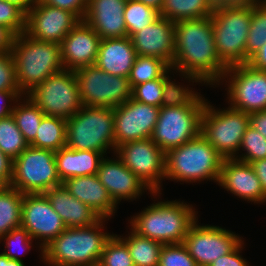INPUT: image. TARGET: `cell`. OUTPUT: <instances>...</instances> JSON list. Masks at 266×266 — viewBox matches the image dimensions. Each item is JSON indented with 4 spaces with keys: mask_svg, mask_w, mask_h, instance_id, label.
Masks as SVG:
<instances>
[{
    "mask_svg": "<svg viewBox=\"0 0 266 266\" xmlns=\"http://www.w3.org/2000/svg\"><path fill=\"white\" fill-rule=\"evenodd\" d=\"M175 54L171 69L189 82L219 85L228 69L215 46L211 16L175 22Z\"/></svg>",
    "mask_w": 266,
    "mask_h": 266,
    "instance_id": "cell-1",
    "label": "cell"
},
{
    "mask_svg": "<svg viewBox=\"0 0 266 266\" xmlns=\"http://www.w3.org/2000/svg\"><path fill=\"white\" fill-rule=\"evenodd\" d=\"M107 218L86 227L66 228L43 248L50 266H98L104 246L113 234L102 232Z\"/></svg>",
    "mask_w": 266,
    "mask_h": 266,
    "instance_id": "cell-2",
    "label": "cell"
},
{
    "mask_svg": "<svg viewBox=\"0 0 266 266\" xmlns=\"http://www.w3.org/2000/svg\"><path fill=\"white\" fill-rule=\"evenodd\" d=\"M197 214L193 205L183 201H157L131 217L130 229L163 245L180 244L198 219Z\"/></svg>",
    "mask_w": 266,
    "mask_h": 266,
    "instance_id": "cell-3",
    "label": "cell"
},
{
    "mask_svg": "<svg viewBox=\"0 0 266 266\" xmlns=\"http://www.w3.org/2000/svg\"><path fill=\"white\" fill-rule=\"evenodd\" d=\"M11 54L16 81L23 96L63 69L60 44L33 39L25 32L15 36Z\"/></svg>",
    "mask_w": 266,
    "mask_h": 266,
    "instance_id": "cell-4",
    "label": "cell"
},
{
    "mask_svg": "<svg viewBox=\"0 0 266 266\" xmlns=\"http://www.w3.org/2000/svg\"><path fill=\"white\" fill-rule=\"evenodd\" d=\"M217 54L227 67L246 64L251 5L217 0L211 15Z\"/></svg>",
    "mask_w": 266,
    "mask_h": 266,
    "instance_id": "cell-5",
    "label": "cell"
},
{
    "mask_svg": "<svg viewBox=\"0 0 266 266\" xmlns=\"http://www.w3.org/2000/svg\"><path fill=\"white\" fill-rule=\"evenodd\" d=\"M224 158L200 133L166 152L165 179L193 183L213 180L218 184Z\"/></svg>",
    "mask_w": 266,
    "mask_h": 266,
    "instance_id": "cell-6",
    "label": "cell"
},
{
    "mask_svg": "<svg viewBox=\"0 0 266 266\" xmlns=\"http://www.w3.org/2000/svg\"><path fill=\"white\" fill-rule=\"evenodd\" d=\"M66 147L74 150H92L106 155L115 152L114 108L83 105L66 120Z\"/></svg>",
    "mask_w": 266,
    "mask_h": 266,
    "instance_id": "cell-7",
    "label": "cell"
},
{
    "mask_svg": "<svg viewBox=\"0 0 266 266\" xmlns=\"http://www.w3.org/2000/svg\"><path fill=\"white\" fill-rule=\"evenodd\" d=\"M249 126V114L230 106L216 109L206 101L201 117V134L224 159L237 156Z\"/></svg>",
    "mask_w": 266,
    "mask_h": 266,
    "instance_id": "cell-8",
    "label": "cell"
},
{
    "mask_svg": "<svg viewBox=\"0 0 266 266\" xmlns=\"http://www.w3.org/2000/svg\"><path fill=\"white\" fill-rule=\"evenodd\" d=\"M60 185L54 151L29 145L13 160L10 186L22 194L45 193Z\"/></svg>",
    "mask_w": 266,
    "mask_h": 266,
    "instance_id": "cell-9",
    "label": "cell"
},
{
    "mask_svg": "<svg viewBox=\"0 0 266 266\" xmlns=\"http://www.w3.org/2000/svg\"><path fill=\"white\" fill-rule=\"evenodd\" d=\"M28 96L46 116L64 120L71 118L83 107L79 83L73 70L62 69L50 75Z\"/></svg>",
    "mask_w": 266,
    "mask_h": 266,
    "instance_id": "cell-10",
    "label": "cell"
},
{
    "mask_svg": "<svg viewBox=\"0 0 266 266\" xmlns=\"http://www.w3.org/2000/svg\"><path fill=\"white\" fill-rule=\"evenodd\" d=\"M83 105L115 108L131 99L129 79L104 72L95 64L74 71Z\"/></svg>",
    "mask_w": 266,
    "mask_h": 266,
    "instance_id": "cell-11",
    "label": "cell"
},
{
    "mask_svg": "<svg viewBox=\"0 0 266 266\" xmlns=\"http://www.w3.org/2000/svg\"><path fill=\"white\" fill-rule=\"evenodd\" d=\"M204 107H160L151 140L166 153L197 137L201 133V117Z\"/></svg>",
    "mask_w": 266,
    "mask_h": 266,
    "instance_id": "cell-12",
    "label": "cell"
},
{
    "mask_svg": "<svg viewBox=\"0 0 266 266\" xmlns=\"http://www.w3.org/2000/svg\"><path fill=\"white\" fill-rule=\"evenodd\" d=\"M228 81H226V79ZM228 85L230 107L247 114L266 110V71L253 69L248 64L229 67L220 82Z\"/></svg>",
    "mask_w": 266,
    "mask_h": 266,
    "instance_id": "cell-13",
    "label": "cell"
},
{
    "mask_svg": "<svg viewBox=\"0 0 266 266\" xmlns=\"http://www.w3.org/2000/svg\"><path fill=\"white\" fill-rule=\"evenodd\" d=\"M113 153L152 192H161V184L165 179L166 153L151 138L119 145Z\"/></svg>",
    "mask_w": 266,
    "mask_h": 266,
    "instance_id": "cell-14",
    "label": "cell"
},
{
    "mask_svg": "<svg viewBox=\"0 0 266 266\" xmlns=\"http://www.w3.org/2000/svg\"><path fill=\"white\" fill-rule=\"evenodd\" d=\"M241 241L235 232L214 225H199L197 219L189 227L183 245L198 266H210L230 253Z\"/></svg>",
    "mask_w": 266,
    "mask_h": 266,
    "instance_id": "cell-15",
    "label": "cell"
},
{
    "mask_svg": "<svg viewBox=\"0 0 266 266\" xmlns=\"http://www.w3.org/2000/svg\"><path fill=\"white\" fill-rule=\"evenodd\" d=\"M21 214V227L35 241H41L37 243H40V258L43 259V248L67 227L44 193L24 194Z\"/></svg>",
    "mask_w": 266,
    "mask_h": 266,
    "instance_id": "cell-16",
    "label": "cell"
},
{
    "mask_svg": "<svg viewBox=\"0 0 266 266\" xmlns=\"http://www.w3.org/2000/svg\"><path fill=\"white\" fill-rule=\"evenodd\" d=\"M160 107L129 99L114 108L115 149L117 146L151 138Z\"/></svg>",
    "mask_w": 266,
    "mask_h": 266,
    "instance_id": "cell-17",
    "label": "cell"
},
{
    "mask_svg": "<svg viewBox=\"0 0 266 266\" xmlns=\"http://www.w3.org/2000/svg\"><path fill=\"white\" fill-rule=\"evenodd\" d=\"M79 21L72 12L36 0L26 14L25 33L39 41L60 44Z\"/></svg>",
    "mask_w": 266,
    "mask_h": 266,
    "instance_id": "cell-18",
    "label": "cell"
},
{
    "mask_svg": "<svg viewBox=\"0 0 266 266\" xmlns=\"http://www.w3.org/2000/svg\"><path fill=\"white\" fill-rule=\"evenodd\" d=\"M97 176L116 205L122 199L127 201L139 199L144 190H148L152 196L161 195L160 192H152L142 180L116 157L112 159L103 158L100 162Z\"/></svg>",
    "mask_w": 266,
    "mask_h": 266,
    "instance_id": "cell-19",
    "label": "cell"
},
{
    "mask_svg": "<svg viewBox=\"0 0 266 266\" xmlns=\"http://www.w3.org/2000/svg\"><path fill=\"white\" fill-rule=\"evenodd\" d=\"M101 39L91 26L83 20L79 21L60 43L63 69L75 71L94 65Z\"/></svg>",
    "mask_w": 266,
    "mask_h": 266,
    "instance_id": "cell-20",
    "label": "cell"
},
{
    "mask_svg": "<svg viewBox=\"0 0 266 266\" xmlns=\"http://www.w3.org/2000/svg\"><path fill=\"white\" fill-rule=\"evenodd\" d=\"M174 26L175 22L159 16L133 34L130 38L137 55L159 58L171 68L175 54Z\"/></svg>",
    "mask_w": 266,
    "mask_h": 266,
    "instance_id": "cell-21",
    "label": "cell"
},
{
    "mask_svg": "<svg viewBox=\"0 0 266 266\" xmlns=\"http://www.w3.org/2000/svg\"><path fill=\"white\" fill-rule=\"evenodd\" d=\"M218 185L234 196L261 204L266 202L260 180L250 163L237 159H224Z\"/></svg>",
    "mask_w": 266,
    "mask_h": 266,
    "instance_id": "cell-22",
    "label": "cell"
},
{
    "mask_svg": "<svg viewBox=\"0 0 266 266\" xmlns=\"http://www.w3.org/2000/svg\"><path fill=\"white\" fill-rule=\"evenodd\" d=\"M127 0H88L83 21L102 39L127 37L124 9Z\"/></svg>",
    "mask_w": 266,
    "mask_h": 266,
    "instance_id": "cell-23",
    "label": "cell"
},
{
    "mask_svg": "<svg viewBox=\"0 0 266 266\" xmlns=\"http://www.w3.org/2000/svg\"><path fill=\"white\" fill-rule=\"evenodd\" d=\"M62 184L76 199L89 206L101 218H111L117 205L107 189L99 181L97 174L66 179Z\"/></svg>",
    "mask_w": 266,
    "mask_h": 266,
    "instance_id": "cell-24",
    "label": "cell"
},
{
    "mask_svg": "<svg viewBox=\"0 0 266 266\" xmlns=\"http://www.w3.org/2000/svg\"><path fill=\"white\" fill-rule=\"evenodd\" d=\"M136 57L130 37L101 39L95 65L111 75L128 78Z\"/></svg>",
    "mask_w": 266,
    "mask_h": 266,
    "instance_id": "cell-25",
    "label": "cell"
},
{
    "mask_svg": "<svg viewBox=\"0 0 266 266\" xmlns=\"http://www.w3.org/2000/svg\"><path fill=\"white\" fill-rule=\"evenodd\" d=\"M44 194L67 228L90 226L101 218L89 206L71 195L63 184Z\"/></svg>",
    "mask_w": 266,
    "mask_h": 266,
    "instance_id": "cell-26",
    "label": "cell"
},
{
    "mask_svg": "<svg viewBox=\"0 0 266 266\" xmlns=\"http://www.w3.org/2000/svg\"><path fill=\"white\" fill-rule=\"evenodd\" d=\"M103 153L92 150H74L68 147L55 151L57 172L61 182L66 179L97 174Z\"/></svg>",
    "mask_w": 266,
    "mask_h": 266,
    "instance_id": "cell-27",
    "label": "cell"
},
{
    "mask_svg": "<svg viewBox=\"0 0 266 266\" xmlns=\"http://www.w3.org/2000/svg\"><path fill=\"white\" fill-rule=\"evenodd\" d=\"M217 0H164L159 16L177 22L208 17L213 14Z\"/></svg>",
    "mask_w": 266,
    "mask_h": 266,
    "instance_id": "cell-28",
    "label": "cell"
},
{
    "mask_svg": "<svg viewBox=\"0 0 266 266\" xmlns=\"http://www.w3.org/2000/svg\"><path fill=\"white\" fill-rule=\"evenodd\" d=\"M12 116L26 142L30 145L35 140L40 122L45 116L44 112L28 95H25L16 101V105L14 103Z\"/></svg>",
    "mask_w": 266,
    "mask_h": 266,
    "instance_id": "cell-29",
    "label": "cell"
},
{
    "mask_svg": "<svg viewBox=\"0 0 266 266\" xmlns=\"http://www.w3.org/2000/svg\"><path fill=\"white\" fill-rule=\"evenodd\" d=\"M128 236H118L128 247L134 266H158L163 244L139 236L130 229Z\"/></svg>",
    "mask_w": 266,
    "mask_h": 266,
    "instance_id": "cell-30",
    "label": "cell"
},
{
    "mask_svg": "<svg viewBox=\"0 0 266 266\" xmlns=\"http://www.w3.org/2000/svg\"><path fill=\"white\" fill-rule=\"evenodd\" d=\"M23 195L10 185L0 191V238L21 226Z\"/></svg>",
    "mask_w": 266,
    "mask_h": 266,
    "instance_id": "cell-31",
    "label": "cell"
},
{
    "mask_svg": "<svg viewBox=\"0 0 266 266\" xmlns=\"http://www.w3.org/2000/svg\"><path fill=\"white\" fill-rule=\"evenodd\" d=\"M66 133V120L45 115L30 145L55 152L66 147Z\"/></svg>",
    "mask_w": 266,
    "mask_h": 266,
    "instance_id": "cell-32",
    "label": "cell"
},
{
    "mask_svg": "<svg viewBox=\"0 0 266 266\" xmlns=\"http://www.w3.org/2000/svg\"><path fill=\"white\" fill-rule=\"evenodd\" d=\"M167 76L164 80L161 107L170 106H205L206 100L203 95L195 92L192 88L184 87ZM193 90V91H192Z\"/></svg>",
    "mask_w": 266,
    "mask_h": 266,
    "instance_id": "cell-33",
    "label": "cell"
},
{
    "mask_svg": "<svg viewBox=\"0 0 266 266\" xmlns=\"http://www.w3.org/2000/svg\"><path fill=\"white\" fill-rule=\"evenodd\" d=\"M170 67L161 59L137 55L128 77L131 89L141 83L161 78Z\"/></svg>",
    "mask_w": 266,
    "mask_h": 266,
    "instance_id": "cell-34",
    "label": "cell"
},
{
    "mask_svg": "<svg viewBox=\"0 0 266 266\" xmlns=\"http://www.w3.org/2000/svg\"><path fill=\"white\" fill-rule=\"evenodd\" d=\"M29 144L11 115L0 118V149L12 160L16 159Z\"/></svg>",
    "mask_w": 266,
    "mask_h": 266,
    "instance_id": "cell-35",
    "label": "cell"
},
{
    "mask_svg": "<svg viewBox=\"0 0 266 266\" xmlns=\"http://www.w3.org/2000/svg\"><path fill=\"white\" fill-rule=\"evenodd\" d=\"M124 19L128 37L153 23L159 17V12L138 0H127L124 9Z\"/></svg>",
    "mask_w": 266,
    "mask_h": 266,
    "instance_id": "cell-36",
    "label": "cell"
},
{
    "mask_svg": "<svg viewBox=\"0 0 266 266\" xmlns=\"http://www.w3.org/2000/svg\"><path fill=\"white\" fill-rule=\"evenodd\" d=\"M266 42V8L251 5V23L246 43V64Z\"/></svg>",
    "mask_w": 266,
    "mask_h": 266,
    "instance_id": "cell-37",
    "label": "cell"
},
{
    "mask_svg": "<svg viewBox=\"0 0 266 266\" xmlns=\"http://www.w3.org/2000/svg\"><path fill=\"white\" fill-rule=\"evenodd\" d=\"M98 266H134L127 245L118 235L113 234L106 242Z\"/></svg>",
    "mask_w": 266,
    "mask_h": 266,
    "instance_id": "cell-38",
    "label": "cell"
},
{
    "mask_svg": "<svg viewBox=\"0 0 266 266\" xmlns=\"http://www.w3.org/2000/svg\"><path fill=\"white\" fill-rule=\"evenodd\" d=\"M240 150L244 153L237 155L234 159L250 164L260 159H266V138L249 126L243 135Z\"/></svg>",
    "mask_w": 266,
    "mask_h": 266,
    "instance_id": "cell-39",
    "label": "cell"
},
{
    "mask_svg": "<svg viewBox=\"0 0 266 266\" xmlns=\"http://www.w3.org/2000/svg\"><path fill=\"white\" fill-rule=\"evenodd\" d=\"M171 68L158 79L138 84L132 88L131 98L144 104L161 107L165 78L171 73Z\"/></svg>",
    "mask_w": 266,
    "mask_h": 266,
    "instance_id": "cell-40",
    "label": "cell"
},
{
    "mask_svg": "<svg viewBox=\"0 0 266 266\" xmlns=\"http://www.w3.org/2000/svg\"><path fill=\"white\" fill-rule=\"evenodd\" d=\"M2 240L6 243L4 245L5 249H4V251L2 253L6 257H8L9 259L23 261L20 258V256L18 257V255H21V254H18V253L22 252V251H24V252L25 251H27V252L30 251V249L32 247L31 243L33 242L34 239L30 236V234L28 233V231L25 228L20 226L18 228L12 229L9 233H7L6 235L2 236L0 238V243L2 242ZM16 244L17 245L19 244L18 246L21 247V248H19L18 252H15L14 246L18 247V246H16Z\"/></svg>",
    "mask_w": 266,
    "mask_h": 266,
    "instance_id": "cell-41",
    "label": "cell"
},
{
    "mask_svg": "<svg viewBox=\"0 0 266 266\" xmlns=\"http://www.w3.org/2000/svg\"><path fill=\"white\" fill-rule=\"evenodd\" d=\"M0 25L10 29L16 36L26 29V14L7 0H0Z\"/></svg>",
    "mask_w": 266,
    "mask_h": 266,
    "instance_id": "cell-42",
    "label": "cell"
},
{
    "mask_svg": "<svg viewBox=\"0 0 266 266\" xmlns=\"http://www.w3.org/2000/svg\"><path fill=\"white\" fill-rule=\"evenodd\" d=\"M158 266H198L183 243L163 245Z\"/></svg>",
    "mask_w": 266,
    "mask_h": 266,
    "instance_id": "cell-43",
    "label": "cell"
},
{
    "mask_svg": "<svg viewBox=\"0 0 266 266\" xmlns=\"http://www.w3.org/2000/svg\"><path fill=\"white\" fill-rule=\"evenodd\" d=\"M0 91H20L11 52L0 53Z\"/></svg>",
    "mask_w": 266,
    "mask_h": 266,
    "instance_id": "cell-44",
    "label": "cell"
},
{
    "mask_svg": "<svg viewBox=\"0 0 266 266\" xmlns=\"http://www.w3.org/2000/svg\"><path fill=\"white\" fill-rule=\"evenodd\" d=\"M43 3L53 7L72 12L80 21L83 20L88 0H41Z\"/></svg>",
    "mask_w": 266,
    "mask_h": 266,
    "instance_id": "cell-45",
    "label": "cell"
},
{
    "mask_svg": "<svg viewBox=\"0 0 266 266\" xmlns=\"http://www.w3.org/2000/svg\"><path fill=\"white\" fill-rule=\"evenodd\" d=\"M244 240H242L230 253L221 256L210 266H250L246 259L240 255L243 249Z\"/></svg>",
    "mask_w": 266,
    "mask_h": 266,
    "instance_id": "cell-46",
    "label": "cell"
},
{
    "mask_svg": "<svg viewBox=\"0 0 266 266\" xmlns=\"http://www.w3.org/2000/svg\"><path fill=\"white\" fill-rule=\"evenodd\" d=\"M22 96L23 95L20 91H0V118L11 115L14 108V103H16V101Z\"/></svg>",
    "mask_w": 266,
    "mask_h": 266,
    "instance_id": "cell-47",
    "label": "cell"
},
{
    "mask_svg": "<svg viewBox=\"0 0 266 266\" xmlns=\"http://www.w3.org/2000/svg\"><path fill=\"white\" fill-rule=\"evenodd\" d=\"M13 172V160L0 149V177L10 185Z\"/></svg>",
    "mask_w": 266,
    "mask_h": 266,
    "instance_id": "cell-48",
    "label": "cell"
},
{
    "mask_svg": "<svg viewBox=\"0 0 266 266\" xmlns=\"http://www.w3.org/2000/svg\"><path fill=\"white\" fill-rule=\"evenodd\" d=\"M249 125L266 138V110L249 114Z\"/></svg>",
    "mask_w": 266,
    "mask_h": 266,
    "instance_id": "cell-49",
    "label": "cell"
},
{
    "mask_svg": "<svg viewBox=\"0 0 266 266\" xmlns=\"http://www.w3.org/2000/svg\"><path fill=\"white\" fill-rule=\"evenodd\" d=\"M15 36L10 29L0 25V53L11 52Z\"/></svg>",
    "mask_w": 266,
    "mask_h": 266,
    "instance_id": "cell-50",
    "label": "cell"
},
{
    "mask_svg": "<svg viewBox=\"0 0 266 266\" xmlns=\"http://www.w3.org/2000/svg\"><path fill=\"white\" fill-rule=\"evenodd\" d=\"M248 65L259 71H266V42L262 47L250 58Z\"/></svg>",
    "mask_w": 266,
    "mask_h": 266,
    "instance_id": "cell-51",
    "label": "cell"
},
{
    "mask_svg": "<svg viewBox=\"0 0 266 266\" xmlns=\"http://www.w3.org/2000/svg\"><path fill=\"white\" fill-rule=\"evenodd\" d=\"M255 174L260 180L264 195L266 196V159H260L251 163Z\"/></svg>",
    "mask_w": 266,
    "mask_h": 266,
    "instance_id": "cell-52",
    "label": "cell"
},
{
    "mask_svg": "<svg viewBox=\"0 0 266 266\" xmlns=\"http://www.w3.org/2000/svg\"><path fill=\"white\" fill-rule=\"evenodd\" d=\"M11 4L18 6L25 14L30 10L36 0H7Z\"/></svg>",
    "mask_w": 266,
    "mask_h": 266,
    "instance_id": "cell-53",
    "label": "cell"
},
{
    "mask_svg": "<svg viewBox=\"0 0 266 266\" xmlns=\"http://www.w3.org/2000/svg\"><path fill=\"white\" fill-rule=\"evenodd\" d=\"M0 266H25L23 261L12 260L0 253Z\"/></svg>",
    "mask_w": 266,
    "mask_h": 266,
    "instance_id": "cell-54",
    "label": "cell"
},
{
    "mask_svg": "<svg viewBox=\"0 0 266 266\" xmlns=\"http://www.w3.org/2000/svg\"><path fill=\"white\" fill-rule=\"evenodd\" d=\"M141 3L150 6L152 8H154L155 10H157L159 13L161 11L162 5L164 0H138Z\"/></svg>",
    "mask_w": 266,
    "mask_h": 266,
    "instance_id": "cell-55",
    "label": "cell"
},
{
    "mask_svg": "<svg viewBox=\"0 0 266 266\" xmlns=\"http://www.w3.org/2000/svg\"><path fill=\"white\" fill-rule=\"evenodd\" d=\"M237 4L260 5L264 0H228Z\"/></svg>",
    "mask_w": 266,
    "mask_h": 266,
    "instance_id": "cell-56",
    "label": "cell"
},
{
    "mask_svg": "<svg viewBox=\"0 0 266 266\" xmlns=\"http://www.w3.org/2000/svg\"><path fill=\"white\" fill-rule=\"evenodd\" d=\"M8 184L0 177V191L6 188Z\"/></svg>",
    "mask_w": 266,
    "mask_h": 266,
    "instance_id": "cell-57",
    "label": "cell"
},
{
    "mask_svg": "<svg viewBox=\"0 0 266 266\" xmlns=\"http://www.w3.org/2000/svg\"><path fill=\"white\" fill-rule=\"evenodd\" d=\"M260 6L266 8V0H264V1L260 4Z\"/></svg>",
    "mask_w": 266,
    "mask_h": 266,
    "instance_id": "cell-58",
    "label": "cell"
}]
</instances>
